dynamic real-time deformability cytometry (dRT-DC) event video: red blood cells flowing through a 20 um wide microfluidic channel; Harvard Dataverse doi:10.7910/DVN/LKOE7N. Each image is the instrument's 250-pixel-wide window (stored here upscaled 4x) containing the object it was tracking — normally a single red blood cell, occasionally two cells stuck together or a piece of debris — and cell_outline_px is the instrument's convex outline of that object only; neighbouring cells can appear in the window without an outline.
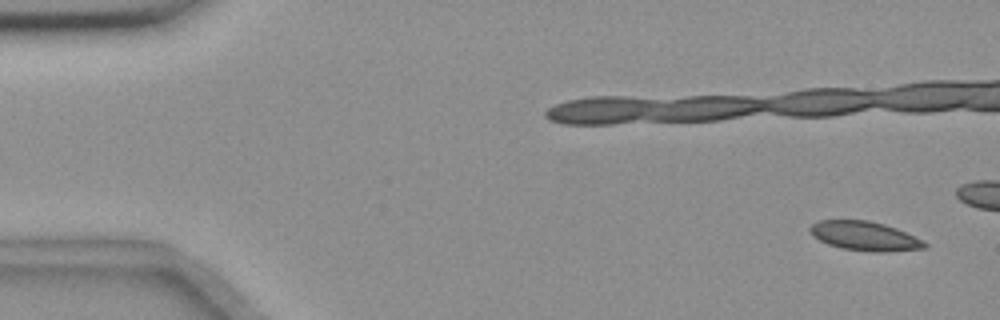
{"species": "common noctule bat (a hibernating species)", "species_latin": "Nyctalus noctula", "temperature_condition": "room temperature", "stored_images_in_passage": 15, "camera_frame_rate_fps": 3000, "um_per_image_px": 0.085, "animal": {"sex": "female", "body_mass_g": 18.4}, "frame": {"image": 1, "passage_image": 3, "time_ms": 0.667, "image_size_px": [1000, 320], "cell_outline_px": [[928, 248], [888, 252], [872, 252], [840, 248], [828, 244], [812, 236], [808, 232], [808, 228], [812, 224], [820, 220], [868, 220], [884, 224], [896, 228], [928, 244]], "centroid_in_image_um": [73.46, 20.07], "position_along_channel_um": 11.5, "area_um2": 19.54}}